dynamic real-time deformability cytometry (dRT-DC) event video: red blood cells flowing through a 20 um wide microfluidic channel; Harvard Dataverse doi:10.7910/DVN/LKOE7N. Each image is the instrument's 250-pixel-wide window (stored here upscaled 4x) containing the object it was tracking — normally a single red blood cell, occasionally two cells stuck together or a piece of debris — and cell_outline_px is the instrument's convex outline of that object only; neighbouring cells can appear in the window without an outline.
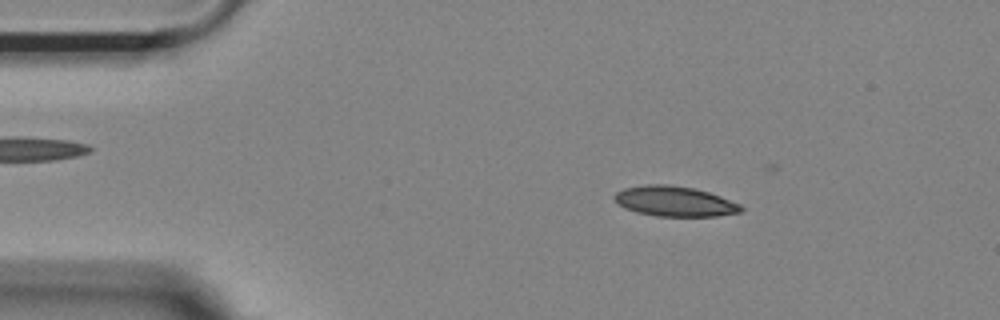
{"species": "Egyptian fruit bat (a non-hibernating species)", "species_latin": "Rousettus aegyptiacus", "temperature_condition": "room temperature", "stored_images_in_passage": 11, "camera_frame_rate_fps": 3000, "um_per_image_px": 0.085, "animal": {"sex": "female"}, "frame": {"image": 1, "passage_image": 4, "time_ms": 1.0, "image_size_px": [1000, 320], "cell_outline_px": [[744, 212], [716, 216], [656, 216], [636, 212], [624, 208], [616, 200], [616, 192], [624, 188], [648, 184], [668, 184], [692, 188], [708, 192], [720, 196], [740, 204], [744, 208]], "centroid_in_image_um": [57.38, 17.12], "position_along_channel_um": 27.6, "area_um2": 22.14}}